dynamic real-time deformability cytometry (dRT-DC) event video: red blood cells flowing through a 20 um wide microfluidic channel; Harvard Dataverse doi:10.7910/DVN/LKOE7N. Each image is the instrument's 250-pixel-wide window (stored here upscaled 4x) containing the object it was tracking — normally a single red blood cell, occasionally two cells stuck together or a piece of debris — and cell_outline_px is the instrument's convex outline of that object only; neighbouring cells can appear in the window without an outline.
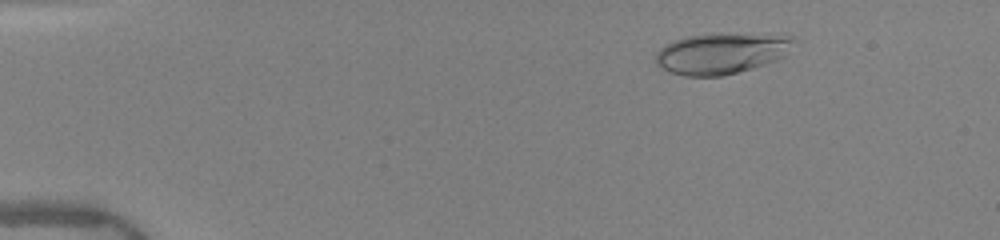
{"species": "human", "species_latin": "Homo sapiens", "temperature_condition": "warm", "stored_images_in_passage": 51, "camera_frame_rate_fps": 3000, "um_per_image_px": 0.085, "donor": {"sex": "female"}, "frame": {"image": 1, "passage_image": 8, "time_ms": 2.333, "image_size_px": [1000, 240], "cell_outline_px": [[796, 40], [784, 56], [776, 60], [752, 68], [720, 76], [684, 76], [668, 72], [660, 68], [656, 64], [656, 52], [664, 44], [688, 36], [792, 36]], "centroid_in_image_um": [61.24, 4.59], "position_along_channel_um": 23.8, "area_um2": 31.67}}
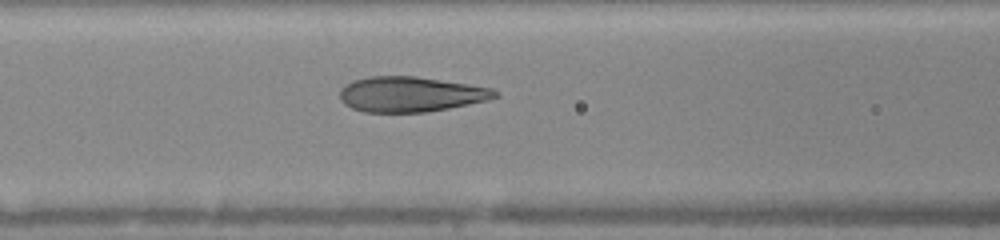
{"frame": {"image": 2, "passage_image": 23, "time_ms": 7.333, "image_size_px": [1000, 240], "cell_outline_px": [[500, 96], [488, 100], [448, 108], [424, 112], [364, 112], [352, 108], [344, 104], [340, 100], [340, 88], [352, 80], [368, 76], [416, 76], [492, 88], [500, 92]], "centroid_in_image_um": [34.89, 8.01], "position_along_channel_um": 131.7, "area_um2": 31.91}}
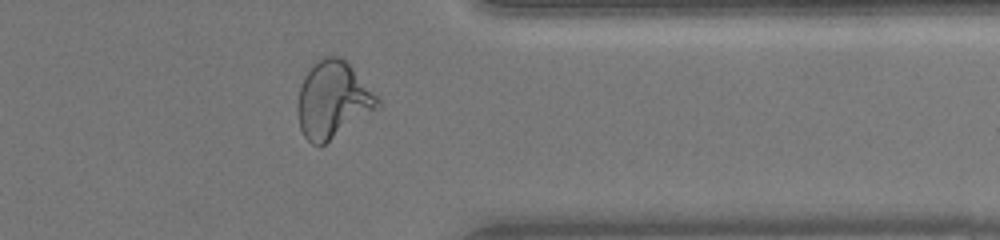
{"frame": {"image": 3, "passage_image": 42, "time_ms": 13.667, "image_size_px": [1000, 240], "cell_outline_px": [[380, 104], [376, 108], [324, 144], [312, 144], [304, 136], [300, 128], [300, 88], [304, 76], [320, 56], [340, 56], [380, 96]], "centroid_in_image_um": [28.32, 8.44], "position_along_channel_um": 383.1, "area_um2": 34.74}, "authors_computed_cell_mechanics": {"area_um2": 32.7726, "velocity_mm_per_s": 4.0511, "shape_relaxation_time_tau1_ms": 4.2747, "shape_relaxation_time_tau2_ms": null, "deformation_change_tau1": 0.2148, "deformation_change_tau2": null}}